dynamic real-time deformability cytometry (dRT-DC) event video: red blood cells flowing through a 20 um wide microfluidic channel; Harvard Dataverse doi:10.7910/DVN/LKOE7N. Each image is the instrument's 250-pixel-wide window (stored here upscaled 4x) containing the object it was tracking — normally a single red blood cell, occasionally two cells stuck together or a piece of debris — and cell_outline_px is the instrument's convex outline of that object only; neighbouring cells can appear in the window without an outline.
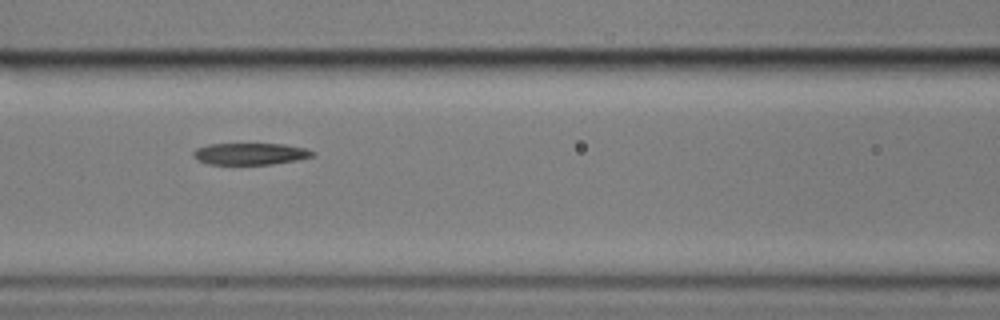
{"species": "common noctule bat (a hibernating species)", "species_latin": "Nyctalus noctula", "temperature_condition": "cold", "stored_images_in_passage": 15, "camera_frame_rate_fps": 3000, "um_per_image_px": 0.085, "animal": {"sex": "male", "body_mass_g": 17.9}, "frame": {"image": 1, "passage_image": 7, "time_ms": 7.667, "image_size_px": [1000, 320], "cell_outline_px": [[316, 156], [296, 160], [272, 164], [208, 164], [192, 156], [192, 152], [196, 148], [208, 144], [284, 144], [308, 148], [316, 152]], "centroid_in_image_um": [21.32, 13.07], "position_along_channel_um": 145.3, "area_um2": 15.2}}
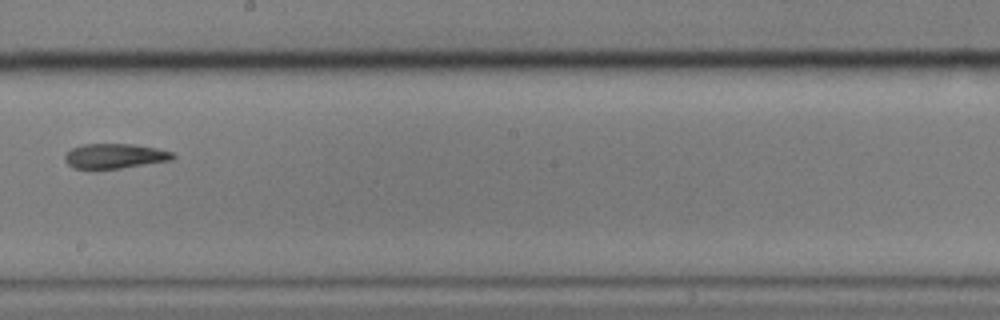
{"frame": {"image": 2, "passage_image": 9, "time_ms": 10.333, "image_size_px": [1000, 320], "cell_outline_px": [[176, 156], [172, 160], [120, 168], [72, 168], [64, 160], [64, 156], [72, 148], [80, 144], [132, 144], [156, 148], [172, 152]], "centroid_in_image_um": [9.75, 13.25], "position_along_channel_um": 238.5, "area_um2": 15.49}}
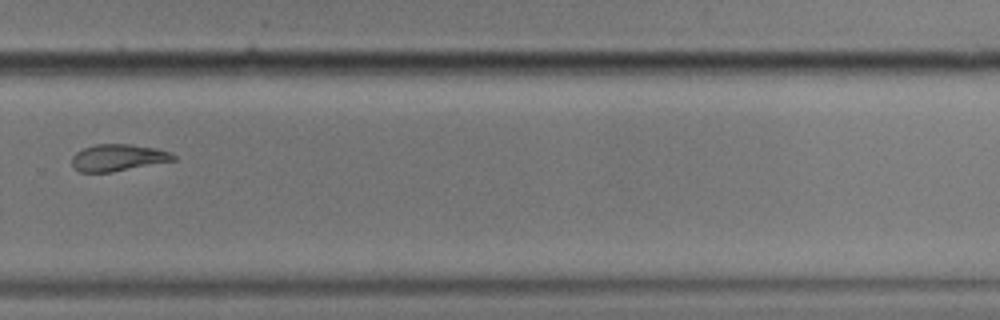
{"frame": {"image": 3, "passage_image": 11, "time_ms": 12.667, "image_size_px": [1000, 320], "cell_outline_px": [[176, 160], [112, 172], [80, 172], [72, 164], [72, 156], [76, 152], [84, 148], [96, 144], [128, 144], [156, 148], [172, 152], [176, 156]], "centroid_in_image_um": [10.06, 13.39], "position_along_channel_um": 319.7, "area_um2": 15.84}}